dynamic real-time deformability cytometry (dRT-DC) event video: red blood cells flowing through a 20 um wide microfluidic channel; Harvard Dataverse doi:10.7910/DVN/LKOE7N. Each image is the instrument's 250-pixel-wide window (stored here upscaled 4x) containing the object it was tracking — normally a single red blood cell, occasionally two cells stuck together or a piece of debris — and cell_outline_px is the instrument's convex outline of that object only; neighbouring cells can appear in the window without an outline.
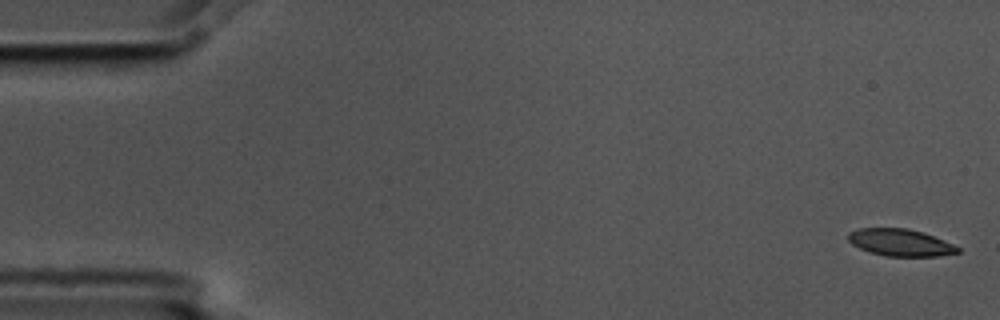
{"species": "common noctule bat (a hibernating species)", "species_latin": "Nyctalus noctula", "temperature_condition": "cold", "stored_images_in_passage": 5, "camera_frame_rate_fps": 3000, "um_per_image_px": 0.085, "animal": {"sex": "male", "body_mass_g": 17.5, "forearm_length_mm": 52.3}, "frame": {"image": 1, "passage_image": 1, "time_ms": 0.0, "image_size_px": [1000, 320], "cell_outline_px": [[960, 252], [936, 256], [884, 256], [868, 252], [852, 244], [848, 240], [848, 232], [860, 228], [908, 228], [924, 232], [944, 240], [960, 248]], "centroid_in_image_um": [76.51, 20.61], "position_along_channel_um": 8.5, "area_um2": 17.34}}
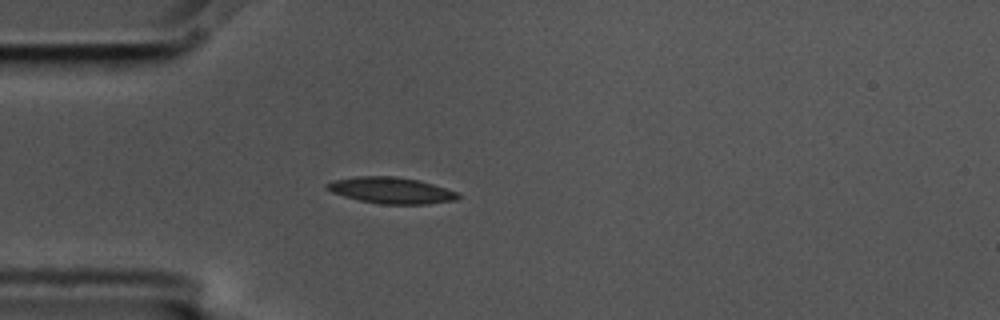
{"frame": {"image": 2, "passage_image": 5, "time_ms": 1.333, "image_size_px": [1000, 320], "cell_outline_px": [[460, 196], [456, 200], [428, 204], [380, 204], [360, 200], [344, 196], [332, 192], [324, 184], [336, 180], [360, 176], [396, 176], [416, 180], [432, 184], [456, 192]], "centroid_in_image_um": [33.25, 16.19], "position_along_channel_um": 51.7, "area_um2": 19.71}}